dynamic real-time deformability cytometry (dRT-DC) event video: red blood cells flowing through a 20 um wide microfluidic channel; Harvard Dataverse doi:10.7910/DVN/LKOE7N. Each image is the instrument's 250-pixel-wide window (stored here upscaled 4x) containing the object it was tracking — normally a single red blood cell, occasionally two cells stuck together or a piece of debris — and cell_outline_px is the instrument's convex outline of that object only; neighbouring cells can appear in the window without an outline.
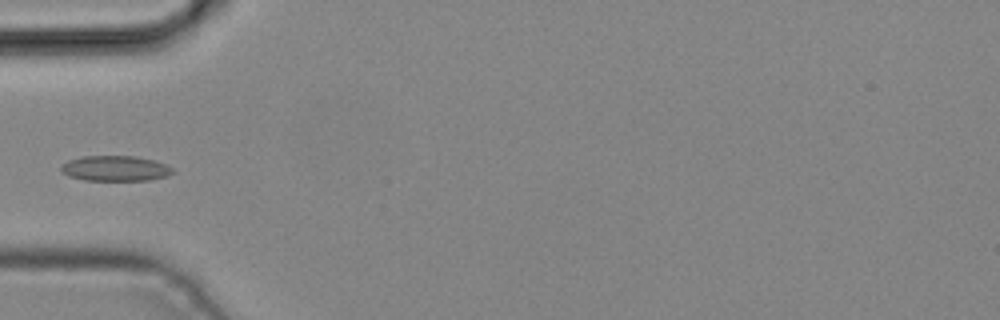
{"species": "common noctule bat (a hibernating species)", "species_latin": "Nyctalus noctula", "temperature_condition": "cold", "stored_images_in_passage": 7, "camera_frame_rate_fps": 3000, "um_per_image_px": 0.085, "animal": {"sex": "male", "body_mass_g": 19.2, "forearm_length_mm": 51.8}, "frame": {"image": 1, "passage_image": 7, "time_ms": 2.0, "image_size_px": [1000, 320], "cell_outline_px": [[176, 172], [164, 176], [148, 180], [84, 180], [68, 176], [60, 172], [60, 164], [68, 160], [80, 156], [136, 156], [152, 160], [164, 164], [172, 168]], "centroid_in_image_um": [9.72, 14.31], "position_along_channel_um": 75.3, "area_um2": 16.53}}